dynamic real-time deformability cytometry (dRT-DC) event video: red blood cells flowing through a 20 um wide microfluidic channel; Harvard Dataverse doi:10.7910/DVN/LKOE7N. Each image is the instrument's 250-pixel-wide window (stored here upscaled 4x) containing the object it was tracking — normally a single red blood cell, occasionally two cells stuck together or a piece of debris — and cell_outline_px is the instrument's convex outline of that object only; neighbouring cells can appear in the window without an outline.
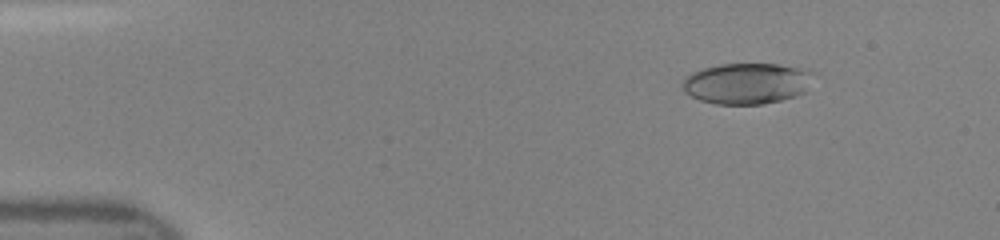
{"species": "human", "species_latin": "Homo sapiens", "temperature_condition": "room temperature", "stored_images_in_passage": 48, "camera_frame_rate_fps": 3000, "um_per_image_px": 0.085, "donor": {"sex": "female"}, "frame": {"image": 1, "passage_image": 7, "time_ms": 2.0, "image_size_px": [1000, 240], "cell_outline_px": [[812, 72], [804, 92], [780, 100], [760, 104], [716, 104], [700, 100], [684, 92], [680, 84], [684, 76], [692, 72], [704, 68], [720, 64], [776, 64], [796, 68]], "centroid_in_image_um": [63.35, 7.09], "position_along_channel_um": 21.6, "area_um2": 30.81}}
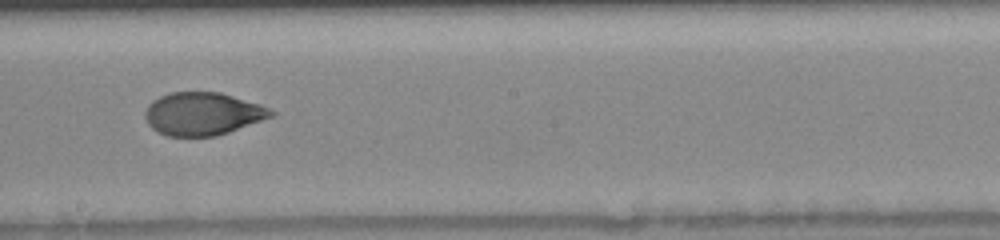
{"frame": {"image": 2, "passage_image": 28, "time_ms": 9.0, "image_size_px": [1000, 240], "cell_outline_px": [[276, 112], [272, 116], [228, 132], [216, 136], [168, 136], [152, 128], [148, 124], [144, 116], [144, 112], [148, 104], [152, 100], [160, 96], [172, 92], [220, 92], [260, 104]], "centroid_in_image_um": [17.19, 9.66], "position_along_channel_um": 231.0, "area_um2": 31.27}}
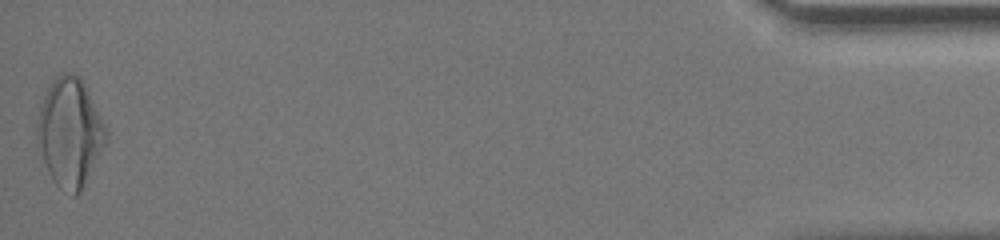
{"frame": {"image": 3, "passage_image": 48, "time_ms": 15.667, "image_size_px": [1000, 240], "cell_outline_px": [[108, 140], [80, 192], [76, 196], [72, 196], [60, 188], [52, 180], [36, 148], [36, 124], [40, 108], [44, 96], [48, 88], [56, 76], [60, 72], [68, 72], [84, 80], [104, 124], [108, 136]], "centroid_in_image_um": [5.92, 11.28], "position_along_channel_um": 429.3, "area_um2": 43.81}}